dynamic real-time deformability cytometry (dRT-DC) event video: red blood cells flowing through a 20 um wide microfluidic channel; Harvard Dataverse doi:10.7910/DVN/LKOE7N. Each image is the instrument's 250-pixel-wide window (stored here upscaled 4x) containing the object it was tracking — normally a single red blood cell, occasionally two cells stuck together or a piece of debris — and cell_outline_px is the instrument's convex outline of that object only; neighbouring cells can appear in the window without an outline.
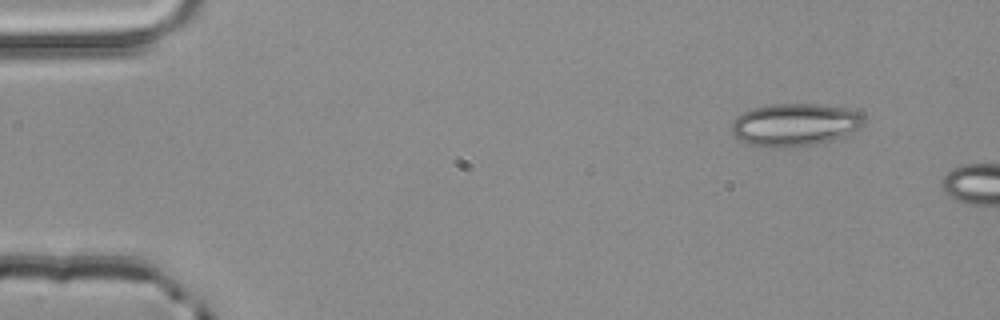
{"species": "common noctule bat (a hibernating species)", "species_latin": "Nyctalus noctula", "temperature_condition": "room temperature", "stored_images_in_passage": 2, "camera_frame_rate_fps": 3000, "um_per_image_px": 0.085, "animal": {"sex": "male", "body_mass_g": 20.4}, "frame": {"image": 1, "passage_image": 1, "time_ms": 0.0, "image_size_px": [1000, 320], "cell_outline_px": [[864, 124], [844, 136], [832, 140], [792, 148], [776, 148], [748, 144], [740, 140], [732, 132], [732, 124], [736, 116], [744, 112], [756, 108], [772, 104], [816, 104], [844, 108], [860, 112], [864, 120]], "centroid_in_image_um": [67.55, 10.61], "position_along_channel_um": 17.4, "area_um2": 32.66}}